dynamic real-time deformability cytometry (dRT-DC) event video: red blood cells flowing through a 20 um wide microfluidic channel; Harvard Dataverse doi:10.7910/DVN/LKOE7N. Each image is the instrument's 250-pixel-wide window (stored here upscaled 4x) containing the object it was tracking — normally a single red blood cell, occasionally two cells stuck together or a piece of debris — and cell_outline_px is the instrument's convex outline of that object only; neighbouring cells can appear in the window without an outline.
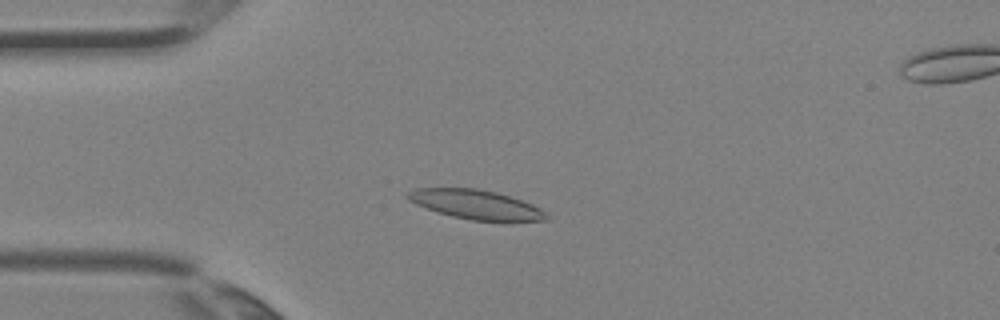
{"species": "Egyptian fruit bat (a non-hibernating species)", "species_latin": "Rousettus aegyptiacus", "temperature_condition": "room temperature", "stored_images_in_passage": 3, "camera_frame_rate_fps": 3000, "um_per_image_px": 0.085, "animal": {"sex": "female"}, "frame": {"image": 1, "passage_image": 2, "time_ms": 0.333, "image_size_px": [1000, 320], "cell_outline_px": [[548, 220], [472, 220], [452, 216], [416, 204], [408, 200], [404, 196], [408, 192], [416, 188], [476, 188], [496, 192], [532, 204], [540, 208], [548, 216]], "centroid_in_image_um": [40.41, 17.36], "position_along_channel_um": 44.6, "area_um2": 23.12}}